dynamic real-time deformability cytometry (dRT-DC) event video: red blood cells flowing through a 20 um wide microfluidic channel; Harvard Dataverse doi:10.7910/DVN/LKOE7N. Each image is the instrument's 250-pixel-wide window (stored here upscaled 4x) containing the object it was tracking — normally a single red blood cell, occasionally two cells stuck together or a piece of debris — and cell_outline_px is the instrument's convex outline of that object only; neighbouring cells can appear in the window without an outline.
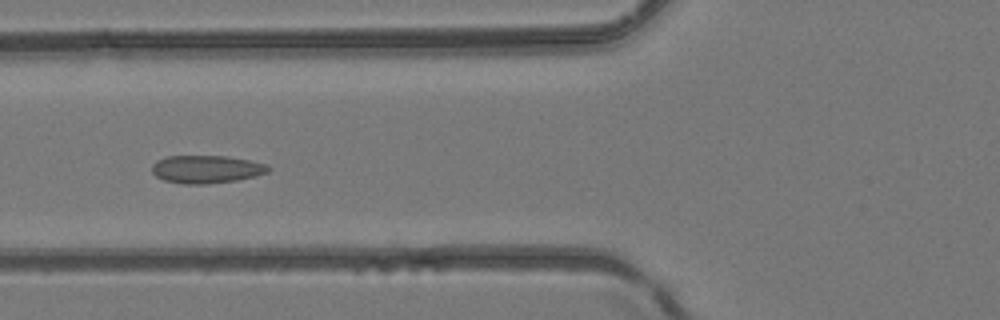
{"species": "common noctule bat (a hibernating species)", "species_latin": "Nyctalus noctula", "temperature_condition": "room temperature", "stored_images_in_passage": 4, "camera_frame_rate_fps": 3000, "um_per_image_px": 0.085, "animal": {"sex": "female", "body_mass_g": 24.6, "forearm_length_mm": 56.2}, "frame": {"image": 1, "passage_image": 4, "time_ms": 1.0, "image_size_px": [1000, 320], "cell_outline_px": [[272, 168], [268, 172], [256, 176], [236, 180], [208, 184], [184, 184], [164, 180], [156, 176], [152, 172], [152, 164], [156, 160], [168, 156], [228, 156], [268, 164]], "centroid_in_image_um": [17.56, 14.38], "position_along_channel_um": 108.2, "area_um2": 19.02}}